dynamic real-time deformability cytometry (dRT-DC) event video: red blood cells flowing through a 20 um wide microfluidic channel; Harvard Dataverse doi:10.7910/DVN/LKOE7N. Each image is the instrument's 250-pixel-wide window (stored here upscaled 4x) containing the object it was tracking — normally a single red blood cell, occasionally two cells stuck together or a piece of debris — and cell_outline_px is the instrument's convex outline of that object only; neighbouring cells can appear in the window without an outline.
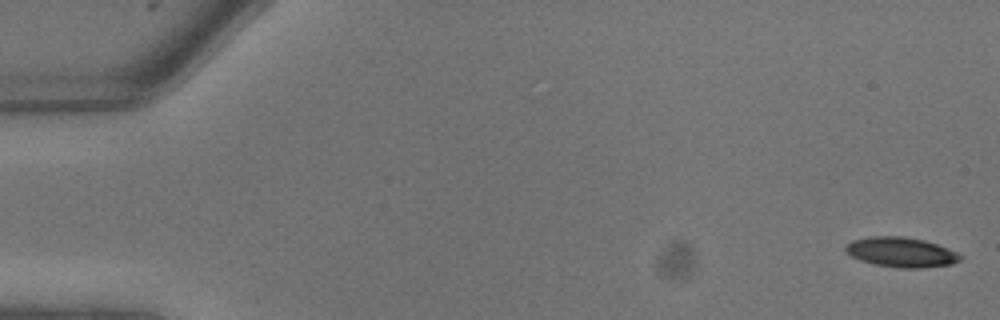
{"species": "common noctule bat (a hibernating species)", "species_latin": "Nyctalus noctula", "temperature_condition": "warm", "stored_images_in_passage": 9, "camera_frame_rate_fps": 3000, "um_per_image_px": 0.085, "animal": {"sex": "male", "body_mass_g": 13.3}, "frame": {"image": 1, "passage_image": 1, "time_ms": 0.0, "image_size_px": [1000, 320], "cell_outline_px": [[960, 260], [952, 264], [920, 268], [900, 268], [876, 264], [860, 260], [844, 252], [844, 248], [852, 240], [872, 236], [904, 236], [924, 240], [948, 248], [956, 252], [960, 256]], "centroid_in_image_um": [76.57, 21.43], "position_along_channel_um": 8.4, "area_um2": 19.83}}
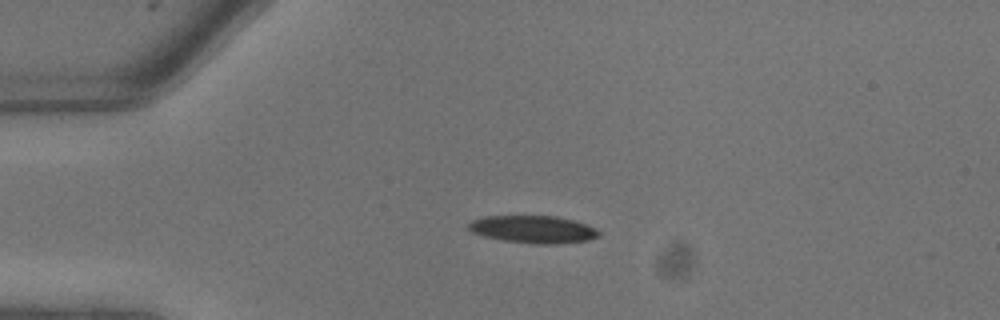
{"frame": {"image": 2, "passage_image": 6, "time_ms": 1.667, "image_size_px": [1000, 320], "cell_outline_px": [[600, 236], [588, 240], [556, 244], [532, 244], [504, 240], [484, 236], [472, 232], [468, 228], [468, 224], [472, 220], [484, 216], [556, 216], [572, 220], [596, 228], [600, 232]], "centroid_in_image_um": [45.32, 19.5], "position_along_channel_um": 39.7, "area_um2": 20.81}}
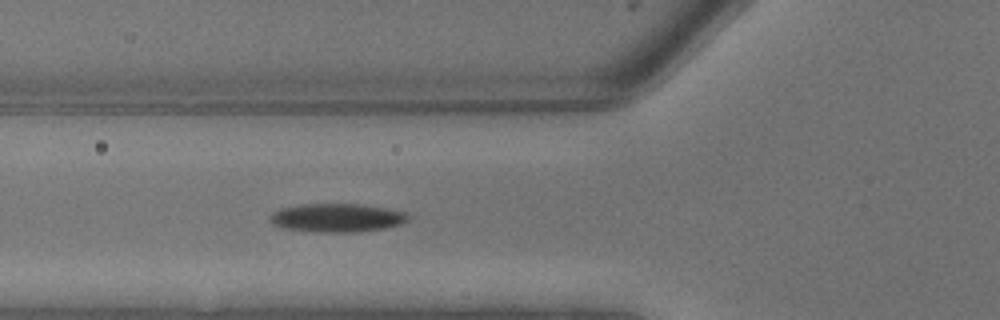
{"frame": {"image": 3, "passage_image": 9, "time_ms": 2.667, "image_size_px": [1000, 320], "cell_outline_px": [[408, 220], [400, 224], [384, 228], [356, 232], [316, 232], [280, 228], [272, 224], [268, 220], [268, 216], [272, 212], [280, 208], [300, 204], [360, 204], [388, 208], [404, 212], [408, 216]], "centroid_in_image_um": [28.56, 18.51], "position_along_channel_um": 97.2, "area_um2": 23.18}}